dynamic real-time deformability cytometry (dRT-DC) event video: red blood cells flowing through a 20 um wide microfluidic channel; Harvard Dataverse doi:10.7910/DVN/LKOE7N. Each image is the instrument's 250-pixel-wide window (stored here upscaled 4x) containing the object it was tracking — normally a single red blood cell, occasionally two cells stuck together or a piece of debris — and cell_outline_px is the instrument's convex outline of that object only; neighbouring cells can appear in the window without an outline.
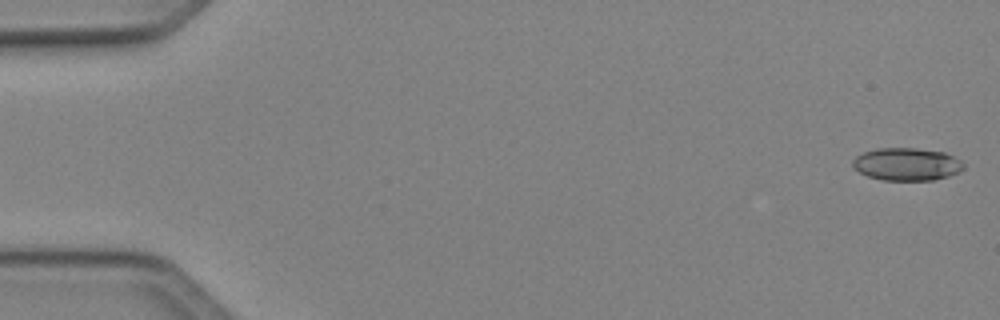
{"species": "Egyptian fruit bat (a non-hibernating species)", "species_latin": "Rousettus aegyptiacus", "temperature_condition": "cold", "stored_images_in_passage": 12, "camera_frame_rate_fps": 3000, "um_per_image_px": 0.085, "animal": {"sex": "female"}, "frame": {"image": 1, "passage_image": 1, "time_ms": 0.0, "image_size_px": [1000, 320], "cell_outline_px": [[964, 168], [960, 172], [948, 176], [932, 180], [884, 180], [868, 176], [860, 172], [852, 164], [852, 160], [856, 156], [864, 152], [876, 148], [916, 148], [944, 152], [960, 160], [964, 164]], "centroid_in_image_um": [77.09, 13.95], "position_along_channel_um": 7.9, "area_um2": 21.04}}